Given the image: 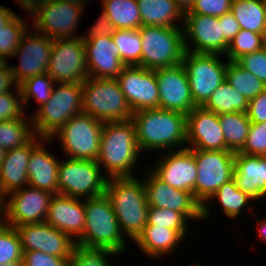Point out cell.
<instances>
[{
	"mask_svg": "<svg viewBox=\"0 0 266 266\" xmlns=\"http://www.w3.org/2000/svg\"><path fill=\"white\" fill-rule=\"evenodd\" d=\"M224 133L225 150L239 152L249 134L251 122L247 113L231 112L218 115Z\"/></svg>",
	"mask_w": 266,
	"mask_h": 266,
	"instance_id": "d6a6232c",
	"label": "cell"
},
{
	"mask_svg": "<svg viewBox=\"0 0 266 266\" xmlns=\"http://www.w3.org/2000/svg\"><path fill=\"white\" fill-rule=\"evenodd\" d=\"M219 23L222 24V35L229 44L235 35L241 30L239 23L231 12H227L218 17Z\"/></svg>",
	"mask_w": 266,
	"mask_h": 266,
	"instance_id": "816d5d0a",
	"label": "cell"
},
{
	"mask_svg": "<svg viewBox=\"0 0 266 266\" xmlns=\"http://www.w3.org/2000/svg\"><path fill=\"white\" fill-rule=\"evenodd\" d=\"M226 81L248 101L266 89V85L236 61H228Z\"/></svg>",
	"mask_w": 266,
	"mask_h": 266,
	"instance_id": "d590c367",
	"label": "cell"
},
{
	"mask_svg": "<svg viewBox=\"0 0 266 266\" xmlns=\"http://www.w3.org/2000/svg\"><path fill=\"white\" fill-rule=\"evenodd\" d=\"M3 221V215H2V201L0 200V223Z\"/></svg>",
	"mask_w": 266,
	"mask_h": 266,
	"instance_id": "6125c7cd",
	"label": "cell"
},
{
	"mask_svg": "<svg viewBox=\"0 0 266 266\" xmlns=\"http://www.w3.org/2000/svg\"><path fill=\"white\" fill-rule=\"evenodd\" d=\"M55 83H82L89 77L83 38L54 39L47 72Z\"/></svg>",
	"mask_w": 266,
	"mask_h": 266,
	"instance_id": "5bb4252c",
	"label": "cell"
},
{
	"mask_svg": "<svg viewBox=\"0 0 266 266\" xmlns=\"http://www.w3.org/2000/svg\"><path fill=\"white\" fill-rule=\"evenodd\" d=\"M140 154L132 119L104 122L97 163L107 178L136 177Z\"/></svg>",
	"mask_w": 266,
	"mask_h": 266,
	"instance_id": "7a4b0ae2",
	"label": "cell"
},
{
	"mask_svg": "<svg viewBox=\"0 0 266 266\" xmlns=\"http://www.w3.org/2000/svg\"><path fill=\"white\" fill-rule=\"evenodd\" d=\"M182 10L184 13L190 11L193 7L195 0H173Z\"/></svg>",
	"mask_w": 266,
	"mask_h": 266,
	"instance_id": "9f6ffc18",
	"label": "cell"
},
{
	"mask_svg": "<svg viewBox=\"0 0 266 266\" xmlns=\"http://www.w3.org/2000/svg\"><path fill=\"white\" fill-rule=\"evenodd\" d=\"M257 227H258V233H257V239L264 241L266 243V217L262 220L256 219Z\"/></svg>",
	"mask_w": 266,
	"mask_h": 266,
	"instance_id": "11a10c76",
	"label": "cell"
},
{
	"mask_svg": "<svg viewBox=\"0 0 266 266\" xmlns=\"http://www.w3.org/2000/svg\"><path fill=\"white\" fill-rule=\"evenodd\" d=\"M83 113L101 122L132 118L130 108L117 79L88 77L82 82Z\"/></svg>",
	"mask_w": 266,
	"mask_h": 266,
	"instance_id": "52a82bcc",
	"label": "cell"
},
{
	"mask_svg": "<svg viewBox=\"0 0 266 266\" xmlns=\"http://www.w3.org/2000/svg\"><path fill=\"white\" fill-rule=\"evenodd\" d=\"M107 177L97 161L66 158L59 162L58 194L88 199L105 194Z\"/></svg>",
	"mask_w": 266,
	"mask_h": 266,
	"instance_id": "30bf717a",
	"label": "cell"
},
{
	"mask_svg": "<svg viewBox=\"0 0 266 266\" xmlns=\"http://www.w3.org/2000/svg\"><path fill=\"white\" fill-rule=\"evenodd\" d=\"M85 228L77 245L87 248L109 249L118 255L126 252V238L122 234L109 198L103 194L84 199Z\"/></svg>",
	"mask_w": 266,
	"mask_h": 266,
	"instance_id": "277c9868",
	"label": "cell"
},
{
	"mask_svg": "<svg viewBox=\"0 0 266 266\" xmlns=\"http://www.w3.org/2000/svg\"><path fill=\"white\" fill-rule=\"evenodd\" d=\"M89 77L116 79L126 67L112 36L83 39Z\"/></svg>",
	"mask_w": 266,
	"mask_h": 266,
	"instance_id": "603a6c76",
	"label": "cell"
},
{
	"mask_svg": "<svg viewBox=\"0 0 266 266\" xmlns=\"http://www.w3.org/2000/svg\"><path fill=\"white\" fill-rule=\"evenodd\" d=\"M159 90V108L186 115L196 106L183 64L155 69Z\"/></svg>",
	"mask_w": 266,
	"mask_h": 266,
	"instance_id": "ffe728a7",
	"label": "cell"
},
{
	"mask_svg": "<svg viewBox=\"0 0 266 266\" xmlns=\"http://www.w3.org/2000/svg\"><path fill=\"white\" fill-rule=\"evenodd\" d=\"M50 139H44L32 152L28 160V185L34 188L58 194L59 158L54 156L45 144Z\"/></svg>",
	"mask_w": 266,
	"mask_h": 266,
	"instance_id": "4316f807",
	"label": "cell"
},
{
	"mask_svg": "<svg viewBox=\"0 0 266 266\" xmlns=\"http://www.w3.org/2000/svg\"><path fill=\"white\" fill-rule=\"evenodd\" d=\"M71 257H57L44 252L23 251V266H69Z\"/></svg>",
	"mask_w": 266,
	"mask_h": 266,
	"instance_id": "7dc6e473",
	"label": "cell"
},
{
	"mask_svg": "<svg viewBox=\"0 0 266 266\" xmlns=\"http://www.w3.org/2000/svg\"><path fill=\"white\" fill-rule=\"evenodd\" d=\"M0 121V147L8 151L26 144L35 134L31 117ZM28 118V120H27Z\"/></svg>",
	"mask_w": 266,
	"mask_h": 266,
	"instance_id": "e575fe53",
	"label": "cell"
},
{
	"mask_svg": "<svg viewBox=\"0 0 266 266\" xmlns=\"http://www.w3.org/2000/svg\"><path fill=\"white\" fill-rule=\"evenodd\" d=\"M116 79L133 112L159 108L155 70L126 66Z\"/></svg>",
	"mask_w": 266,
	"mask_h": 266,
	"instance_id": "e0dca14e",
	"label": "cell"
},
{
	"mask_svg": "<svg viewBox=\"0 0 266 266\" xmlns=\"http://www.w3.org/2000/svg\"><path fill=\"white\" fill-rule=\"evenodd\" d=\"M143 179L149 207L181 212L188 220H202V206L190 192L175 189L158 179L149 169Z\"/></svg>",
	"mask_w": 266,
	"mask_h": 266,
	"instance_id": "d6986e66",
	"label": "cell"
},
{
	"mask_svg": "<svg viewBox=\"0 0 266 266\" xmlns=\"http://www.w3.org/2000/svg\"><path fill=\"white\" fill-rule=\"evenodd\" d=\"M25 114L19 86L0 94V121L22 118Z\"/></svg>",
	"mask_w": 266,
	"mask_h": 266,
	"instance_id": "ee69618b",
	"label": "cell"
},
{
	"mask_svg": "<svg viewBox=\"0 0 266 266\" xmlns=\"http://www.w3.org/2000/svg\"><path fill=\"white\" fill-rule=\"evenodd\" d=\"M118 255L109 249L87 248L75 245L69 266H111L107 258Z\"/></svg>",
	"mask_w": 266,
	"mask_h": 266,
	"instance_id": "b9f144b4",
	"label": "cell"
},
{
	"mask_svg": "<svg viewBox=\"0 0 266 266\" xmlns=\"http://www.w3.org/2000/svg\"><path fill=\"white\" fill-rule=\"evenodd\" d=\"M137 2L142 26L183 27L185 13L173 0H137Z\"/></svg>",
	"mask_w": 266,
	"mask_h": 266,
	"instance_id": "f546056e",
	"label": "cell"
},
{
	"mask_svg": "<svg viewBox=\"0 0 266 266\" xmlns=\"http://www.w3.org/2000/svg\"><path fill=\"white\" fill-rule=\"evenodd\" d=\"M0 266H23V261L8 262L2 265L0 264Z\"/></svg>",
	"mask_w": 266,
	"mask_h": 266,
	"instance_id": "680465c9",
	"label": "cell"
},
{
	"mask_svg": "<svg viewBox=\"0 0 266 266\" xmlns=\"http://www.w3.org/2000/svg\"><path fill=\"white\" fill-rule=\"evenodd\" d=\"M230 12L241 29L266 34V0H232Z\"/></svg>",
	"mask_w": 266,
	"mask_h": 266,
	"instance_id": "4dcf8cb0",
	"label": "cell"
},
{
	"mask_svg": "<svg viewBox=\"0 0 266 266\" xmlns=\"http://www.w3.org/2000/svg\"><path fill=\"white\" fill-rule=\"evenodd\" d=\"M53 195L29 185L9 193L1 200L3 222L16 227L46 221Z\"/></svg>",
	"mask_w": 266,
	"mask_h": 266,
	"instance_id": "4fadbf2b",
	"label": "cell"
},
{
	"mask_svg": "<svg viewBox=\"0 0 266 266\" xmlns=\"http://www.w3.org/2000/svg\"><path fill=\"white\" fill-rule=\"evenodd\" d=\"M53 40L32 27L23 34L12 56V58L19 56V61L15 65H9L18 86L29 78L48 72Z\"/></svg>",
	"mask_w": 266,
	"mask_h": 266,
	"instance_id": "9a60e30c",
	"label": "cell"
},
{
	"mask_svg": "<svg viewBox=\"0 0 266 266\" xmlns=\"http://www.w3.org/2000/svg\"><path fill=\"white\" fill-rule=\"evenodd\" d=\"M248 103L249 101L225 80L202 107L217 115L231 112L247 113Z\"/></svg>",
	"mask_w": 266,
	"mask_h": 266,
	"instance_id": "836d02e7",
	"label": "cell"
},
{
	"mask_svg": "<svg viewBox=\"0 0 266 266\" xmlns=\"http://www.w3.org/2000/svg\"><path fill=\"white\" fill-rule=\"evenodd\" d=\"M44 139L34 135L26 144L6 151L0 165V200L9 193L28 186L29 157Z\"/></svg>",
	"mask_w": 266,
	"mask_h": 266,
	"instance_id": "cb8c5ba5",
	"label": "cell"
},
{
	"mask_svg": "<svg viewBox=\"0 0 266 266\" xmlns=\"http://www.w3.org/2000/svg\"><path fill=\"white\" fill-rule=\"evenodd\" d=\"M40 1H42V0H28V10H29V8H30L32 5H34L35 3L40 2Z\"/></svg>",
	"mask_w": 266,
	"mask_h": 266,
	"instance_id": "94428289",
	"label": "cell"
},
{
	"mask_svg": "<svg viewBox=\"0 0 266 266\" xmlns=\"http://www.w3.org/2000/svg\"><path fill=\"white\" fill-rule=\"evenodd\" d=\"M236 62L266 85V46L242 56Z\"/></svg>",
	"mask_w": 266,
	"mask_h": 266,
	"instance_id": "bcb514c9",
	"label": "cell"
},
{
	"mask_svg": "<svg viewBox=\"0 0 266 266\" xmlns=\"http://www.w3.org/2000/svg\"><path fill=\"white\" fill-rule=\"evenodd\" d=\"M237 188L254 201L266 197V156L235 153L234 173Z\"/></svg>",
	"mask_w": 266,
	"mask_h": 266,
	"instance_id": "484cf974",
	"label": "cell"
},
{
	"mask_svg": "<svg viewBox=\"0 0 266 266\" xmlns=\"http://www.w3.org/2000/svg\"><path fill=\"white\" fill-rule=\"evenodd\" d=\"M104 122L80 113L69 119L50 140L61 145L66 158L97 161Z\"/></svg>",
	"mask_w": 266,
	"mask_h": 266,
	"instance_id": "9c48e42d",
	"label": "cell"
},
{
	"mask_svg": "<svg viewBox=\"0 0 266 266\" xmlns=\"http://www.w3.org/2000/svg\"><path fill=\"white\" fill-rule=\"evenodd\" d=\"M86 5L71 0H42L32 5L26 14L33 20L30 27L48 38H81L76 31Z\"/></svg>",
	"mask_w": 266,
	"mask_h": 266,
	"instance_id": "8992f818",
	"label": "cell"
},
{
	"mask_svg": "<svg viewBox=\"0 0 266 266\" xmlns=\"http://www.w3.org/2000/svg\"><path fill=\"white\" fill-rule=\"evenodd\" d=\"M190 266H204V265H202V264H191Z\"/></svg>",
	"mask_w": 266,
	"mask_h": 266,
	"instance_id": "03108f58",
	"label": "cell"
},
{
	"mask_svg": "<svg viewBox=\"0 0 266 266\" xmlns=\"http://www.w3.org/2000/svg\"><path fill=\"white\" fill-rule=\"evenodd\" d=\"M141 65L155 70L181 64L185 54L183 27L142 26Z\"/></svg>",
	"mask_w": 266,
	"mask_h": 266,
	"instance_id": "ba28073f",
	"label": "cell"
},
{
	"mask_svg": "<svg viewBox=\"0 0 266 266\" xmlns=\"http://www.w3.org/2000/svg\"><path fill=\"white\" fill-rule=\"evenodd\" d=\"M113 41L125 66H140L142 40L139 29H115Z\"/></svg>",
	"mask_w": 266,
	"mask_h": 266,
	"instance_id": "8d00e7d4",
	"label": "cell"
},
{
	"mask_svg": "<svg viewBox=\"0 0 266 266\" xmlns=\"http://www.w3.org/2000/svg\"><path fill=\"white\" fill-rule=\"evenodd\" d=\"M198 171L194 199L203 206L226 182L233 179L235 152L190 149Z\"/></svg>",
	"mask_w": 266,
	"mask_h": 266,
	"instance_id": "7c38bea8",
	"label": "cell"
},
{
	"mask_svg": "<svg viewBox=\"0 0 266 266\" xmlns=\"http://www.w3.org/2000/svg\"><path fill=\"white\" fill-rule=\"evenodd\" d=\"M147 225H156L174 230H187L188 219L172 209L149 207Z\"/></svg>",
	"mask_w": 266,
	"mask_h": 266,
	"instance_id": "7bdbcfd3",
	"label": "cell"
},
{
	"mask_svg": "<svg viewBox=\"0 0 266 266\" xmlns=\"http://www.w3.org/2000/svg\"><path fill=\"white\" fill-rule=\"evenodd\" d=\"M186 148L225 150L224 133L218 115L203 107H195L187 114Z\"/></svg>",
	"mask_w": 266,
	"mask_h": 266,
	"instance_id": "7402d4cb",
	"label": "cell"
},
{
	"mask_svg": "<svg viewBox=\"0 0 266 266\" xmlns=\"http://www.w3.org/2000/svg\"><path fill=\"white\" fill-rule=\"evenodd\" d=\"M19 17L17 14L0 29V57L8 62V58H12L15 50L19 46L23 34L30 28L29 23ZM28 24V25H26Z\"/></svg>",
	"mask_w": 266,
	"mask_h": 266,
	"instance_id": "ab89813d",
	"label": "cell"
},
{
	"mask_svg": "<svg viewBox=\"0 0 266 266\" xmlns=\"http://www.w3.org/2000/svg\"><path fill=\"white\" fill-rule=\"evenodd\" d=\"M23 261V250L15 227L0 223V264Z\"/></svg>",
	"mask_w": 266,
	"mask_h": 266,
	"instance_id": "60d3db41",
	"label": "cell"
},
{
	"mask_svg": "<svg viewBox=\"0 0 266 266\" xmlns=\"http://www.w3.org/2000/svg\"><path fill=\"white\" fill-rule=\"evenodd\" d=\"M83 113L82 83H56L51 97L31 115L34 134L50 139L69 119Z\"/></svg>",
	"mask_w": 266,
	"mask_h": 266,
	"instance_id": "5b68a950",
	"label": "cell"
},
{
	"mask_svg": "<svg viewBox=\"0 0 266 266\" xmlns=\"http://www.w3.org/2000/svg\"><path fill=\"white\" fill-rule=\"evenodd\" d=\"M5 63V61L0 57V67Z\"/></svg>",
	"mask_w": 266,
	"mask_h": 266,
	"instance_id": "e7e4bbea",
	"label": "cell"
},
{
	"mask_svg": "<svg viewBox=\"0 0 266 266\" xmlns=\"http://www.w3.org/2000/svg\"><path fill=\"white\" fill-rule=\"evenodd\" d=\"M46 222L77 242L85 228L84 200L54 194L50 200Z\"/></svg>",
	"mask_w": 266,
	"mask_h": 266,
	"instance_id": "d4e9b609",
	"label": "cell"
},
{
	"mask_svg": "<svg viewBox=\"0 0 266 266\" xmlns=\"http://www.w3.org/2000/svg\"><path fill=\"white\" fill-rule=\"evenodd\" d=\"M5 154H6V150H4L2 147H0V165H1L2 160L5 157Z\"/></svg>",
	"mask_w": 266,
	"mask_h": 266,
	"instance_id": "91938a15",
	"label": "cell"
},
{
	"mask_svg": "<svg viewBox=\"0 0 266 266\" xmlns=\"http://www.w3.org/2000/svg\"><path fill=\"white\" fill-rule=\"evenodd\" d=\"M15 15V12L0 5V29L3 28Z\"/></svg>",
	"mask_w": 266,
	"mask_h": 266,
	"instance_id": "db71d44e",
	"label": "cell"
},
{
	"mask_svg": "<svg viewBox=\"0 0 266 266\" xmlns=\"http://www.w3.org/2000/svg\"><path fill=\"white\" fill-rule=\"evenodd\" d=\"M232 0H195L193 7L186 13H197L220 17L230 12Z\"/></svg>",
	"mask_w": 266,
	"mask_h": 266,
	"instance_id": "c3c4849f",
	"label": "cell"
},
{
	"mask_svg": "<svg viewBox=\"0 0 266 266\" xmlns=\"http://www.w3.org/2000/svg\"><path fill=\"white\" fill-rule=\"evenodd\" d=\"M188 230H174L156 225H146L143 232L134 241L145 256L159 259L175 251L187 235Z\"/></svg>",
	"mask_w": 266,
	"mask_h": 266,
	"instance_id": "83f0119b",
	"label": "cell"
},
{
	"mask_svg": "<svg viewBox=\"0 0 266 266\" xmlns=\"http://www.w3.org/2000/svg\"><path fill=\"white\" fill-rule=\"evenodd\" d=\"M239 153L266 156V122L251 123L249 134Z\"/></svg>",
	"mask_w": 266,
	"mask_h": 266,
	"instance_id": "f6af8a7d",
	"label": "cell"
},
{
	"mask_svg": "<svg viewBox=\"0 0 266 266\" xmlns=\"http://www.w3.org/2000/svg\"><path fill=\"white\" fill-rule=\"evenodd\" d=\"M18 85L14 80L13 73L9 67V61L0 67V94L4 92L14 91ZM13 88V89H11Z\"/></svg>",
	"mask_w": 266,
	"mask_h": 266,
	"instance_id": "f5cc1de1",
	"label": "cell"
},
{
	"mask_svg": "<svg viewBox=\"0 0 266 266\" xmlns=\"http://www.w3.org/2000/svg\"><path fill=\"white\" fill-rule=\"evenodd\" d=\"M56 85L53 78L48 74H42L27 79L19 85L24 110L27 109L29 101L35 100L40 106L51 97L52 90Z\"/></svg>",
	"mask_w": 266,
	"mask_h": 266,
	"instance_id": "74e56055",
	"label": "cell"
},
{
	"mask_svg": "<svg viewBox=\"0 0 266 266\" xmlns=\"http://www.w3.org/2000/svg\"><path fill=\"white\" fill-rule=\"evenodd\" d=\"M105 195L111 202L122 234L134 242L147 225L149 205L143 179L137 176L107 178Z\"/></svg>",
	"mask_w": 266,
	"mask_h": 266,
	"instance_id": "3957f363",
	"label": "cell"
},
{
	"mask_svg": "<svg viewBox=\"0 0 266 266\" xmlns=\"http://www.w3.org/2000/svg\"><path fill=\"white\" fill-rule=\"evenodd\" d=\"M131 119L141 153L186 148L187 115L185 113L153 108L133 112Z\"/></svg>",
	"mask_w": 266,
	"mask_h": 266,
	"instance_id": "6da1fadb",
	"label": "cell"
},
{
	"mask_svg": "<svg viewBox=\"0 0 266 266\" xmlns=\"http://www.w3.org/2000/svg\"><path fill=\"white\" fill-rule=\"evenodd\" d=\"M222 55L185 51L182 64L186 70L196 107H202L226 80L228 60Z\"/></svg>",
	"mask_w": 266,
	"mask_h": 266,
	"instance_id": "8fae6325",
	"label": "cell"
},
{
	"mask_svg": "<svg viewBox=\"0 0 266 266\" xmlns=\"http://www.w3.org/2000/svg\"><path fill=\"white\" fill-rule=\"evenodd\" d=\"M159 160L149 170L162 182L175 189L190 192L194 197V187L198 171L193 152L188 149H180L161 152Z\"/></svg>",
	"mask_w": 266,
	"mask_h": 266,
	"instance_id": "ac0fdd59",
	"label": "cell"
},
{
	"mask_svg": "<svg viewBox=\"0 0 266 266\" xmlns=\"http://www.w3.org/2000/svg\"><path fill=\"white\" fill-rule=\"evenodd\" d=\"M265 46L266 34L241 29L229 43L225 56L228 61H237L242 56L258 51Z\"/></svg>",
	"mask_w": 266,
	"mask_h": 266,
	"instance_id": "f35d334b",
	"label": "cell"
},
{
	"mask_svg": "<svg viewBox=\"0 0 266 266\" xmlns=\"http://www.w3.org/2000/svg\"><path fill=\"white\" fill-rule=\"evenodd\" d=\"M16 4H18L23 11H28V0H14Z\"/></svg>",
	"mask_w": 266,
	"mask_h": 266,
	"instance_id": "6f0895ef",
	"label": "cell"
},
{
	"mask_svg": "<svg viewBox=\"0 0 266 266\" xmlns=\"http://www.w3.org/2000/svg\"><path fill=\"white\" fill-rule=\"evenodd\" d=\"M212 200H217L216 202H218L222 207V212H224L223 214L231 219L239 217V215L242 214V211L246 212L248 210H253L252 214H254V205L251 204L252 202H254V200L239 188H237L234 179H231L228 182L224 183L202 206V221L204 219L206 220L207 217H211V206L208 205L210 201L213 203ZM245 208L247 209L246 211Z\"/></svg>",
	"mask_w": 266,
	"mask_h": 266,
	"instance_id": "f1b7e54d",
	"label": "cell"
},
{
	"mask_svg": "<svg viewBox=\"0 0 266 266\" xmlns=\"http://www.w3.org/2000/svg\"><path fill=\"white\" fill-rule=\"evenodd\" d=\"M23 251H41L57 257H71L76 242L46 221L15 227Z\"/></svg>",
	"mask_w": 266,
	"mask_h": 266,
	"instance_id": "44dd1931",
	"label": "cell"
},
{
	"mask_svg": "<svg viewBox=\"0 0 266 266\" xmlns=\"http://www.w3.org/2000/svg\"><path fill=\"white\" fill-rule=\"evenodd\" d=\"M183 33L186 51L225 57L229 44L222 35V24L218 17L185 13Z\"/></svg>",
	"mask_w": 266,
	"mask_h": 266,
	"instance_id": "2e32d148",
	"label": "cell"
},
{
	"mask_svg": "<svg viewBox=\"0 0 266 266\" xmlns=\"http://www.w3.org/2000/svg\"><path fill=\"white\" fill-rule=\"evenodd\" d=\"M247 115L251 123L266 122V89L249 101Z\"/></svg>",
	"mask_w": 266,
	"mask_h": 266,
	"instance_id": "681fc988",
	"label": "cell"
},
{
	"mask_svg": "<svg viewBox=\"0 0 266 266\" xmlns=\"http://www.w3.org/2000/svg\"><path fill=\"white\" fill-rule=\"evenodd\" d=\"M103 12L115 29H139L142 27L137 0H98Z\"/></svg>",
	"mask_w": 266,
	"mask_h": 266,
	"instance_id": "1f68e13d",
	"label": "cell"
},
{
	"mask_svg": "<svg viewBox=\"0 0 266 266\" xmlns=\"http://www.w3.org/2000/svg\"><path fill=\"white\" fill-rule=\"evenodd\" d=\"M71 1H79V2H83V3H86L89 1V0H71Z\"/></svg>",
	"mask_w": 266,
	"mask_h": 266,
	"instance_id": "be15d7a7",
	"label": "cell"
},
{
	"mask_svg": "<svg viewBox=\"0 0 266 266\" xmlns=\"http://www.w3.org/2000/svg\"><path fill=\"white\" fill-rule=\"evenodd\" d=\"M102 13L95 21V23L89 27L90 29L83 35V39H90L97 36H112L114 34V25L110 22L108 16L101 10Z\"/></svg>",
	"mask_w": 266,
	"mask_h": 266,
	"instance_id": "f907efd6",
	"label": "cell"
}]
</instances>
